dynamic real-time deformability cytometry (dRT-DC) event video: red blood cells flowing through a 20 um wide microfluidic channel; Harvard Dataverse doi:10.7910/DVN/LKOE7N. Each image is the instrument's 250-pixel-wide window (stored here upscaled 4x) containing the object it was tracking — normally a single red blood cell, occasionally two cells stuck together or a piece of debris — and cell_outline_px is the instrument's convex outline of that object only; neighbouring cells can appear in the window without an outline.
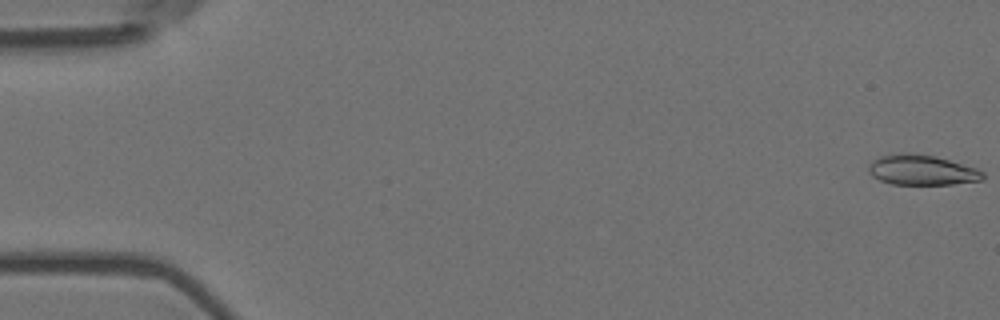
{"species": "Egyptian fruit bat (a non-hibernating species)", "species_latin": "Rousettus aegyptiacus", "temperature_condition": "room temperature", "stored_images_in_passage": 5, "camera_frame_rate_fps": 3000, "um_per_image_px": 0.085, "animal": {"sex": "female"}, "frame": {"image": 1, "passage_image": 1, "time_ms": 0.0, "image_size_px": [1000, 320], "cell_outline_px": [[984, 180], [952, 184], [892, 184], [880, 180], [872, 176], [868, 172], [868, 164], [872, 160], [880, 156], [936, 156], [976, 168], [984, 172]], "centroid_in_image_um": [78.39, 14.5], "position_along_channel_um": 6.6, "area_um2": 19.36}}